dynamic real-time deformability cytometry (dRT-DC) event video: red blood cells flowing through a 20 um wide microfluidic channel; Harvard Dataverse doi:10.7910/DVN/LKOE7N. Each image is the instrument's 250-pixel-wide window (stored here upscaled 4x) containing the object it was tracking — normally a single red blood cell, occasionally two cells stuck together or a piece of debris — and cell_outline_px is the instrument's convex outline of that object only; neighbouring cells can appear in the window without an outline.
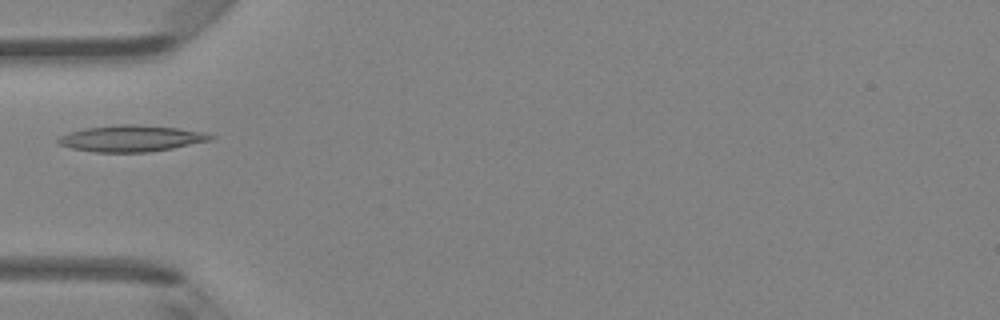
{"species": "Egyptian fruit bat (a non-hibernating species)", "species_latin": "Rousettus aegyptiacus", "temperature_condition": "room temperature", "stored_images_in_passage": 2, "camera_frame_rate_fps": 3000, "um_per_image_px": 0.085, "animal": {"sex": "female"}, "frame": {"image": 1, "passage_image": 1, "time_ms": 0.0, "image_size_px": [1000, 320], "cell_outline_px": [[216, 136], [212, 140], [172, 148], [148, 152], [96, 152], [72, 148], [60, 144], [56, 140], [60, 136], [72, 132], [88, 128], [120, 124], [132, 124], [176, 128], [208, 132]], "centroid_in_image_um": [11.23, 11.77], "position_along_channel_um": 73.8, "area_um2": 23.12}}
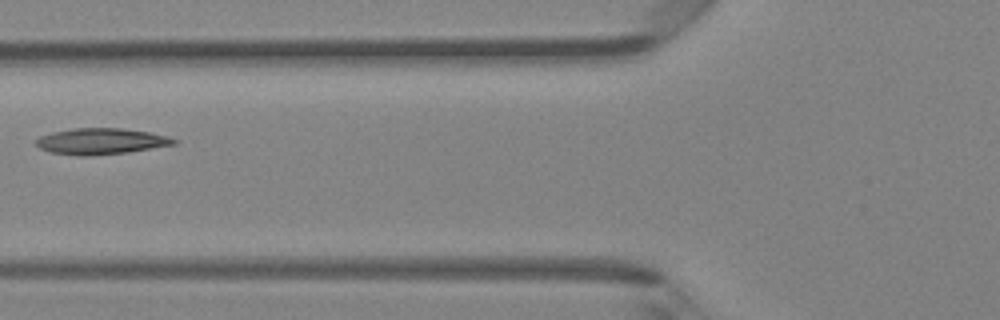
{"frame": {"image": 2, "passage_image": 2, "time_ms": 0.333, "image_size_px": [1000, 320], "cell_outline_px": [[180, 140], [176, 144], [128, 152], [88, 156], [80, 156], [52, 152], [40, 148], [36, 144], [36, 140], [40, 136], [52, 132], [72, 128], [120, 128], [148, 132], [168, 136]], "centroid_in_image_um": [8.61, 12.0], "position_along_channel_um": 117.2, "area_um2": 20.92}}